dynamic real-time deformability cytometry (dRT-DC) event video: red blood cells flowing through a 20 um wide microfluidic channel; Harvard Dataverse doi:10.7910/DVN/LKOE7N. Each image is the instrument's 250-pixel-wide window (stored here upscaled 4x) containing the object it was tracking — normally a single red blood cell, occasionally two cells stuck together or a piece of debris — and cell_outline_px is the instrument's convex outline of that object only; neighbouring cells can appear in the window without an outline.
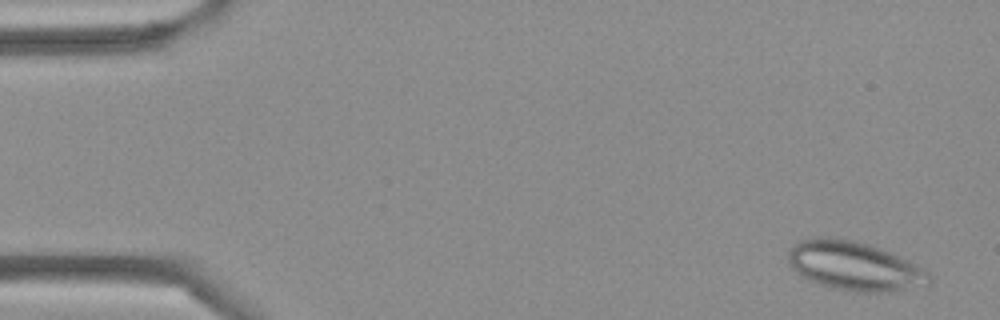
{"species": "Egyptian fruit bat (a non-hibernating species)", "species_latin": "Rousettus aegyptiacus", "temperature_condition": "cold", "stored_images_in_passage": 4, "camera_frame_rate_fps": 3000, "um_per_image_px": 0.085, "frame": {"image": 1, "passage_image": 1, "time_ms": 0.0, "image_size_px": [1000, 320], "cell_outline_px": [[932, 280], [928, 284], [888, 292], [848, 292], [832, 288], [808, 280], [796, 272], [792, 268], [788, 260], [788, 252], [800, 240], [812, 236], [828, 236], [856, 240], [892, 252], [908, 260], [928, 272]], "centroid_in_image_um": [72.59, 22.6], "position_along_channel_um": 12.4, "area_um2": 40.52}}